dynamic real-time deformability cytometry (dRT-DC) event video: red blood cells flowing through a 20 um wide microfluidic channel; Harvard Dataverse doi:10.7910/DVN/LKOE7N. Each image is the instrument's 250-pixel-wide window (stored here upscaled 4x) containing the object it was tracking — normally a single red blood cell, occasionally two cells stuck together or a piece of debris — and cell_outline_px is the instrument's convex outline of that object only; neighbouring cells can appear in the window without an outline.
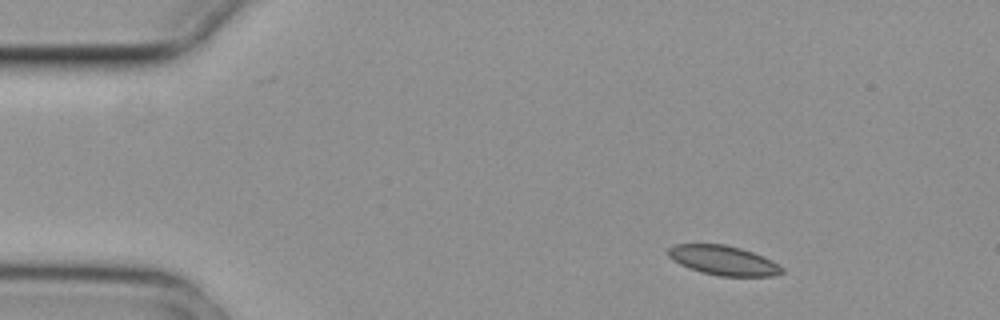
{"species": "common noctule bat (a hibernating species)", "species_latin": "Nyctalus noctula", "temperature_condition": "cold", "stored_images_in_passage": 4, "camera_frame_rate_fps": 3000, "um_per_image_px": 0.085, "animal": {"sex": "female", "body_mass_g": 29.2, "forearm_length_mm": 56.3}, "frame": {"image": 1, "passage_image": 1, "time_ms": 0.0, "image_size_px": [1000, 320], "cell_outline_px": [[784, 272], [772, 276], [720, 276], [688, 268], [680, 264], [668, 256], [668, 248], [676, 244], [724, 244], [740, 248], [764, 256], [780, 264], [784, 268]], "centroid_in_image_um": [61.52, 22.13], "position_along_channel_um": 23.5, "area_um2": 19.54}}
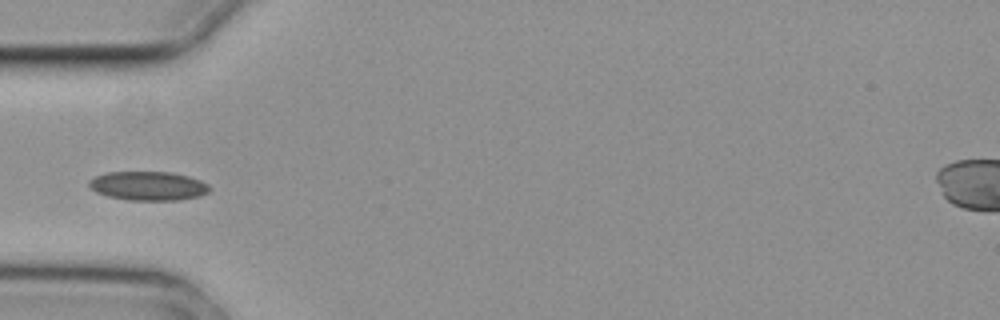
{"frame": {"image": 2, "passage_image": 4, "time_ms": 1.0, "image_size_px": [1000, 320], "cell_outline_px": [[212, 188], [208, 192], [200, 196], [176, 200], [128, 200], [108, 196], [96, 192], [88, 184], [88, 180], [96, 176], [108, 172], [172, 172], [188, 176], [200, 180], [208, 184]], "centroid_in_image_um": [12.62, 15.8], "position_along_channel_um": 72.4, "area_um2": 20.35}}